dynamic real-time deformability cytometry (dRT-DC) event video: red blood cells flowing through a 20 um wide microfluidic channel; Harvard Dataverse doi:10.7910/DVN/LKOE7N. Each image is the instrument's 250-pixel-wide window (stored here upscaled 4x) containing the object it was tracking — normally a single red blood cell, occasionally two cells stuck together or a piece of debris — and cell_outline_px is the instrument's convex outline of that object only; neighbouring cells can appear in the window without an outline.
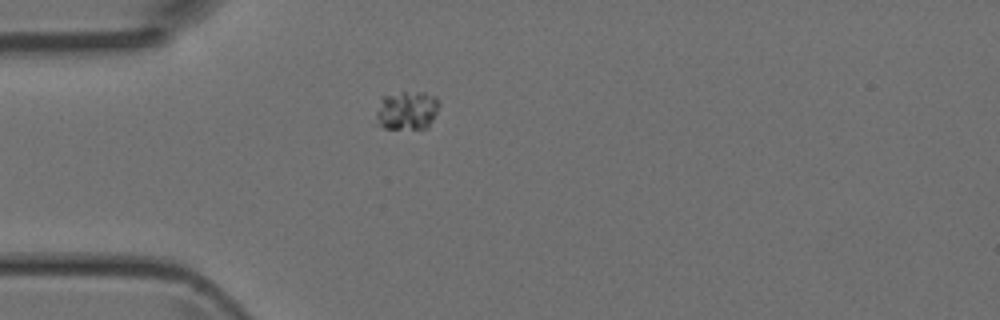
{"species": "Egyptian fruit bat (a non-hibernating species)", "species_latin": "Rousettus aegyptiacus", "temperature_condition": "room temperature", "stored_images_in_passage": 35, "camera_frame_rate_fps": 3000, "um_per_image_px": 0.085, "animal": {"sex": "female"}, "frame": {"image": 1, "passage_image": 1, "time_ms": 0.0, "image_size_px": [1000, 320], "cell_outline_px": [[436, 112], [428, 128], [384, 128], [380, 124], [376, 116], [376, 112], [380, 96], [404, 92], [424, 92], [436, 96]], "centroid_in_image_um": [34.55, 9.37], "position_along_channel_um": 50.4, "area_um2": 13.99}}
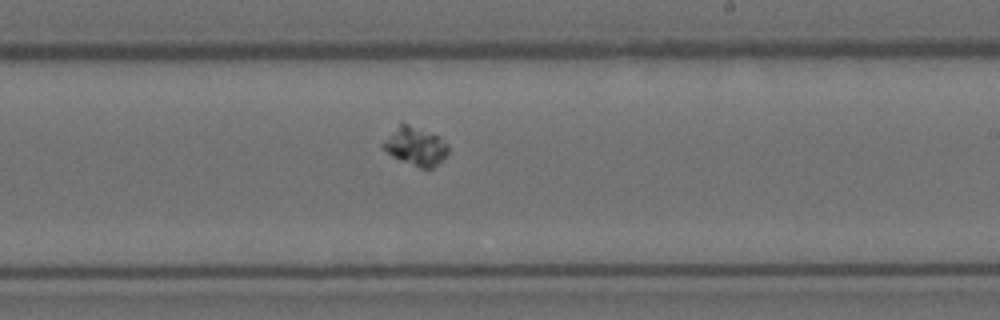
{"frame": {"image": 2, "passage_image": 16, "time_ms": 5.0, "image_size_px": [1000, 320], "cell_outline_px": [[448, 152], [432, 168], [420, 168], [400, 160], [392, 156], [380, 148], [380, 144], [400, 124], [408, 124], [440, 136], [448, 144]], "centroid_in_image_um": [35.3, 12.44], "position_along_channel_um": 253.7, "area_um2": 14.39}}
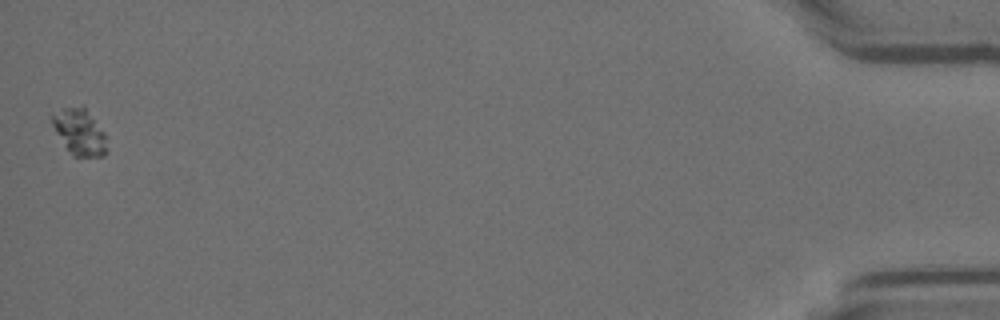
{"frame": {"image": 3, "passage_image": 35, "time_ms": 11.333, "image_size_px": [1000, 320], "cell_outline_px": [[108, 148], [104, 156], [72, 156], [56, 132], [52, 124], [52, 116], [64, 108], [84, 104], [104, 132]], "centroid_in_image_um": [6.8, 11.2], "position_along_channel_um": 428.4, "area_um2": 14.68}}